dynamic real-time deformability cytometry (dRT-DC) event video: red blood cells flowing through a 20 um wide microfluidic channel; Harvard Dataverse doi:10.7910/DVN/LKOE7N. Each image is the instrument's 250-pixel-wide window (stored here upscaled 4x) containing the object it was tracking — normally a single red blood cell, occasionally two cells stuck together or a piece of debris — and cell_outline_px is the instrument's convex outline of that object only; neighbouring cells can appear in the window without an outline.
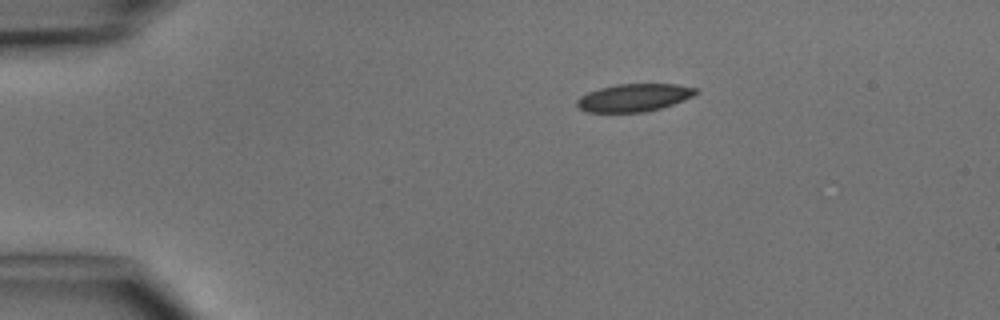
{"species": "common noctule bat (a hibernating species)", "species_latin": "Nyctalus noctula", "temperature_condition": "cold", "stored_images_in_passage": 3, "camera_frame_rate_fps": 3000, "um_per_image_px": 0.085, "animal": {"sex": "male", "body_mass_g": 15.6}, "frame": {"image": 1, "passage_image": 1, "time_ms": 0.0, "image_size_px": [1000, 320], "cell_outline_px": [[700, 92], [692, 96], [672, 104], [660, 108], [644, 112], [588, 112], [580, 108], [576, 104], [576, 100], [580, 96], [588, 92], [600, 88], [616, 84], [676, 84], [696, 88]], "centroid_in_image_um": [53.88, 8.29], "position_along_channel_um": 31.1, "area_um2": 19.07}}